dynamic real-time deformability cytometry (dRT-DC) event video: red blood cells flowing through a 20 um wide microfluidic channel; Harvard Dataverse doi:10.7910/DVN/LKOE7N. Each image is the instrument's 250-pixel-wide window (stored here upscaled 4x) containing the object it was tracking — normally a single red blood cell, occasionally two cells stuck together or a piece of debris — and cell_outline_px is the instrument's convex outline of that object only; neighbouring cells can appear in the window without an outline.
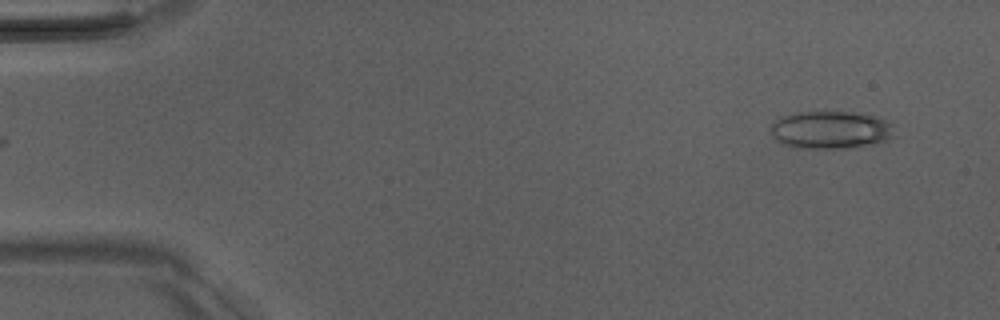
{"species": "Egyptian fruit bat (a non-hibernating species)", "species_latin": "Rousettus aegyptiacus", "temperature_condition": "room temperature", "stored_images_in_passage": 48, "camera_frame_rate_fps": 3000, "um_per_image_px": 0.085, "animal": {"sex": "male"}, "frame": {"image": 1, "passage_image": 1, "time_ms": 0.0, "image_size_px": [1000, 320], "cell_outline_px": [[896, 136], [884, 140], [848, 148], [796, 148], [784, 144], [776, 140], [772, 136], [772, 124], [780, 116], [796, 112], [860, 112], [884, 120], [892, 124]], "centroid_in_image_um": [70.58, 11.03], "position_along_channel_um": 14.4, "area_um2": 27.05}}
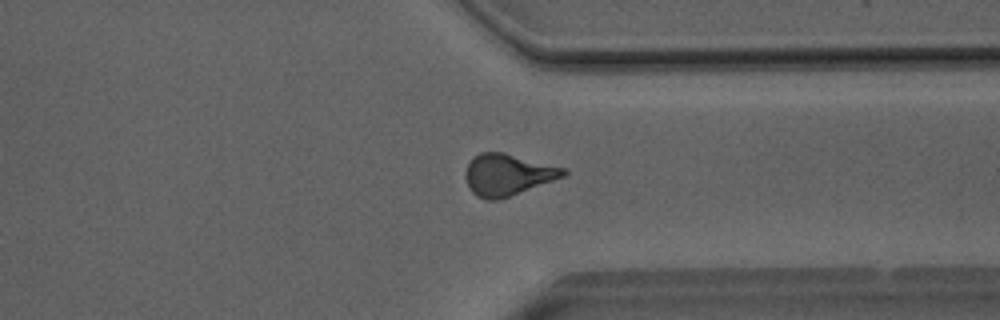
{"frame": {"image": 2, "passage_image": 36, "time_ms": 11.667, "image_size_px": [1000, 320], "cell_outline_px": [[568, 172], [564, 176], [508, 196], [496, 200], [484, 200], [476, 196], [472, 192], [464, 176], [464, 172], [472, 156], [480, 152], [504, 152], [568, 168]], "centroid_in_image_um": [43.13, 14.82], "position_along_channel_um": 368.3, "area_um2": 23.76}}
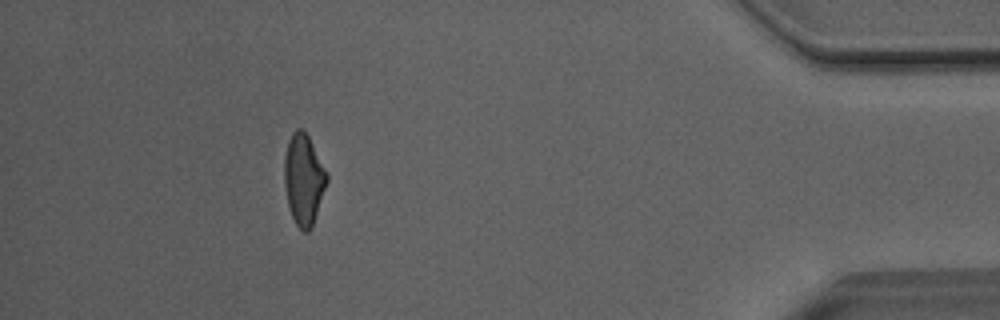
{"frame": {"image": 3, "passage_image": 43, "time_ms": 14.0, "image_size_px": [1000, 320], "cell_outline_px": [[328, 180], [312, 228], [308, 232], [304, 232], [296, 224], [292, 216], [288, 204], [284, 184], [284, 156], [288, 140], [292, 132], [296, 128], [304, 128], [328, 172]], "centroid_in_image_um": [25.82, 15.21], "position_along_channel_um": 409.4, "area_um2": 22.77}, "authors_computed_cell_mechanics": {"area_um2": 23.409, "velocity_mm_per_s": 4.0785, "shape_relaxation_time_tau1_ms": 5.9225, "shape_relaxation_time_tau2_ms": 1.9262, "deformation_change_tau1": 0.1816, "deformation_change_tau2": 0.1042}}